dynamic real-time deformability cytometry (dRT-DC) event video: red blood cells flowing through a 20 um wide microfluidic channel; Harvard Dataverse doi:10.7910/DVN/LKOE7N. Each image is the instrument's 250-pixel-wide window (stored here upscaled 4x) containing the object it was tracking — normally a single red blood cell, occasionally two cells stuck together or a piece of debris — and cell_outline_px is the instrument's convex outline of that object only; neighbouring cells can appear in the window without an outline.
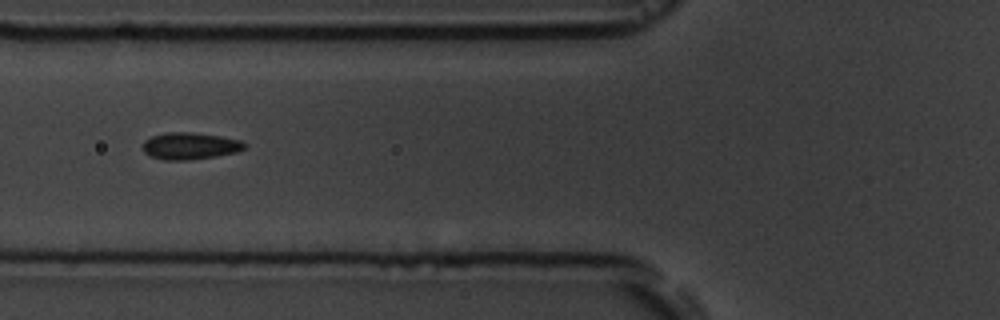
{"species": "common noctule bat (a hibernating species)", "species_latin": "Nyctalus noctula", "temperature_condition": "room temperature", "stored_images_in_passage": 11, "segment_of_instrument_passage": [2, 2], "camera_frame_rate_fps": 3000, "um_per_image_px": 0.085, "animal": {"sex": "male", "body_mass_g": 19.5, "forearm_length_mm": 54.6}, "frame": {"image": 1, "passage_image": 7, "time_ms": 7.0, "image_size_px": [1000, 320], "cell_outline_px": [[244, 148], [236, 152], [216, 156], [188, 160], [164, 160], [152, 156], [144, 152], [144, 140], [152, 136], [168, 132], [192, 132], [220, 136], [240, 140], [244, 144]], "centroid_in_image_um": [16.13, 12.4], "position_along_channel_um": 109.7, "area_um2": 15.72}}
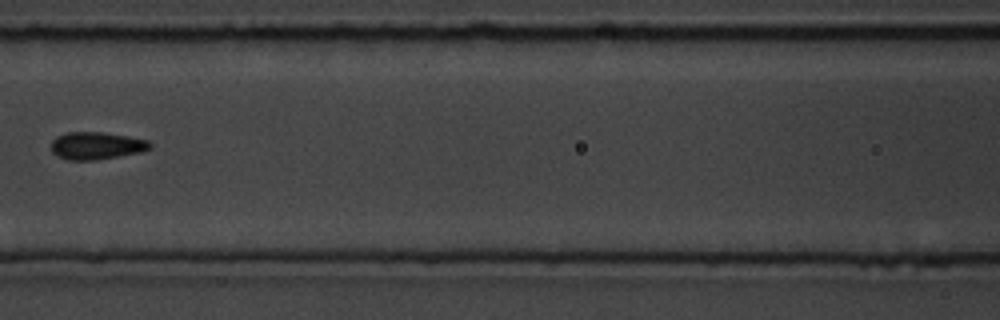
{"frame": {"image": 2, "passage_image": 8, "time_ms": 8.333, "image_size_px": [1000, 320], "cell_outline_px": [[152, 148], [140, 152], [96, 160], [68, 160], [52, 152], [52, 140], [56, 136], [68, 132], [104, 132], [128, 136], [148, 140], [152, 144]], "centroid_in_image_um": [8.22, 12.37], "position_along_channel_um": 158.4, "area_um2": 15.78}}